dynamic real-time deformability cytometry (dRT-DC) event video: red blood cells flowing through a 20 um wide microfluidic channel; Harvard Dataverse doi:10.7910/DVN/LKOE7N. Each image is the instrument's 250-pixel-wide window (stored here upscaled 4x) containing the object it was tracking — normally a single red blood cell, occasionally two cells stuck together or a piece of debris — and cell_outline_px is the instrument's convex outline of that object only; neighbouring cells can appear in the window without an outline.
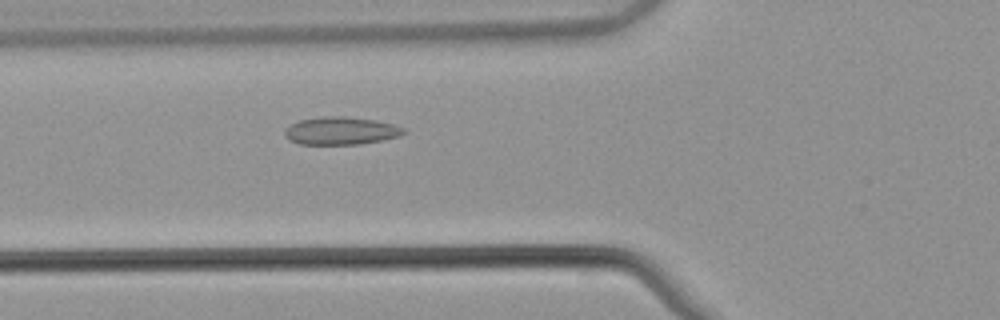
{"species": "common noctule bat (a hibernating species)", "species_latin": "Nyctalus noctula", "temperature_condition": "warm", "stored_images_in_passage": 51, "camera_frame_rate_fps": 3000, "um_per_image_px": 0.085, "animal": {"sex": "male", "body_mass_g": 21.5, "forearm_length_mm": 52.0}, "frame": {"image": 1, "passage_image": 18, "time_ms": 5.667, "image_size_px": [1000, 320], "cell_outline_px": [[408, 132], [400, 136], [360, 144], [300, 144], [288, 140], [284, 136], [284, 128], [300, 120], [324, 116], [344, 116], [376, 120], [392, 124], [404, 128]], "centroid_in_image_um": [28.96, 11.12], "position_along_channel_um": 96.8, "area_um2": 19.31}}
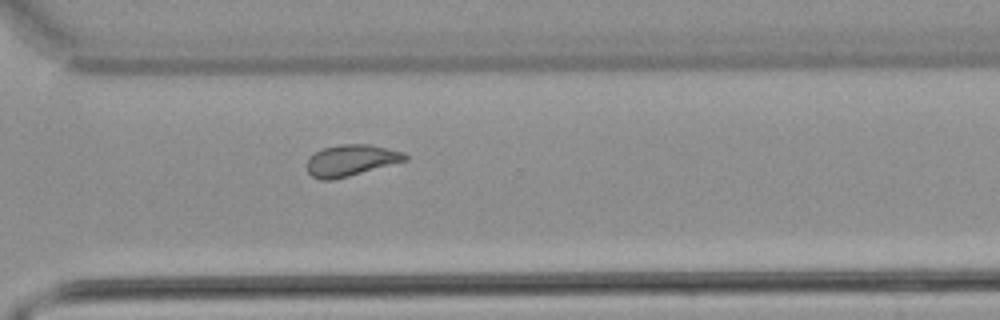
{"frame": {"image": 2, "passage_image": 37, "time_ms": 12.0, "image_size_px": [1000, 320], "cell_outline_px": [[408, 160], [348, 176], [332, 180], [320, 180], [312, 176], [308, 172], [308, 160], [316, 152], [324, 148], [340, 144], [368, 144], [404, 152], [408, 156]], "centroid_in_image_um": [29.86, 13.63], "position_along_channel_um": 340.7, "area_um2": 17.69}}
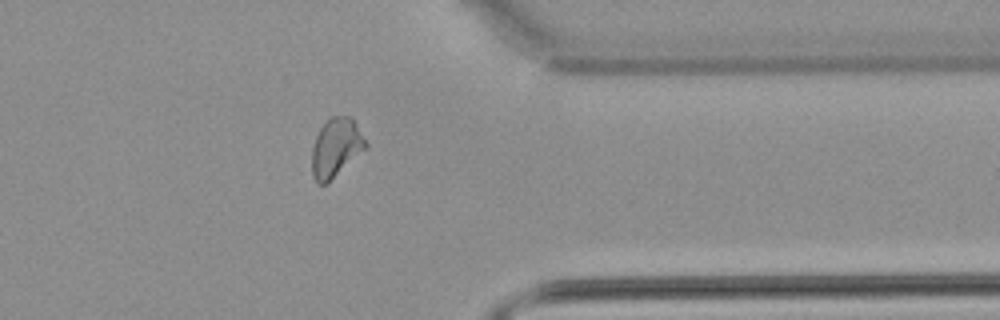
{"frame": {"image": 3, "passage_image": 41, "time_ms": 13.333, "image_size_px": [1000, 320], "cell_outline_px": [[368, 148], [328, 184], [316, 184], [312, 176], [312, 148], [316, 136], [320, 128], [332, 116], [352, 116], [368, 144]], "centroid_in_image_um": [28.58, 12.59], "position_along_channel_um": 382.8, "area_um2": 18.84}, "authors_computed_cell_mechanics": {"area_um2": 18.9006, "velocity_mm_per_s": 3.8495, "shape_relaxation_time_tau1_ms": null, "shape_relaxation_time_tau2_ms": 1.2152, "deformation_change_tau1": null, "deformation_change_tau2": 0.0607}}